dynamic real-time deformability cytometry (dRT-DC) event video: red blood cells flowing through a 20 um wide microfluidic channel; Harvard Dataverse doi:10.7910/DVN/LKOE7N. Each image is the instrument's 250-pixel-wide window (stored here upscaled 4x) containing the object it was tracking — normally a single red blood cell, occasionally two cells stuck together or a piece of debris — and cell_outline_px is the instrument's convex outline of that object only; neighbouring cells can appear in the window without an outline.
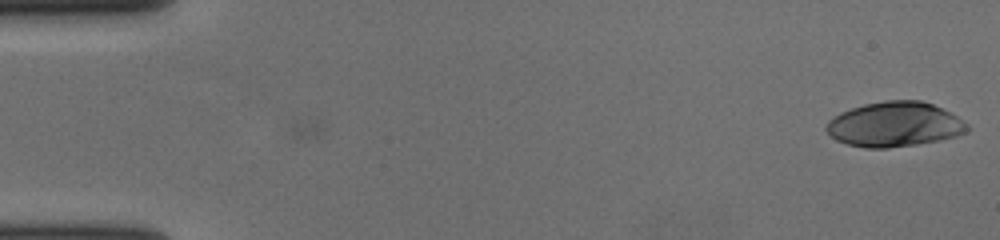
{"species": "human", "species_latin": "Homo sapiens", "temperature_condition": "cold", "stored_images_in_passage": 57, "camera_frame_rate_fps": 3000, "um_per_image_px": 0.085, "donor": {"sex": "female"}, "frame": {"image": 1, "passage_image": 1, "time_ms": 0.0, "image_size_px": [1000, 240], "cell_outline_px": [[968, 128], [964, 132], [956, 136], [940, 140], [916, 144], [888, 148], [864, 148], [848, 144], [836, 140], [824, 128], [828, 120], [840, 112], [864, 104], [884, 100], [920, 100], [932, 104], [956, 116], [968, 124]], "centroid_in_image_um": [76.0, 10.57], "position_along_channel_um": 9.0, "area_um2": 36.65}}
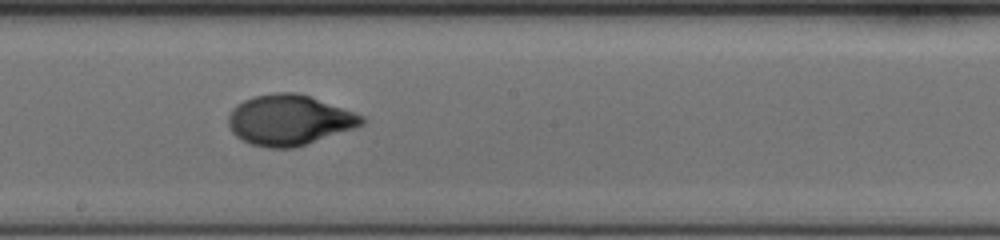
{"frame": {"image": 2, "passage_image": 32, "time_ms": 10.333, "image_size_px": [1000, 240], "cell_outline_px": [[368, 120], [364, 124], [292, 148], [268, 148], [252, 144], [236, 136], [232, 132], [228, 124], [228, 116], [232, 108], [236, 104], [252, 96], [276, 92], [296, 92], [344, 108], [364, 116]], "centroid_in_image_um": [24.55, 10.18], "position_along_channel_um": 223.6, "area_um2": 38.84}}
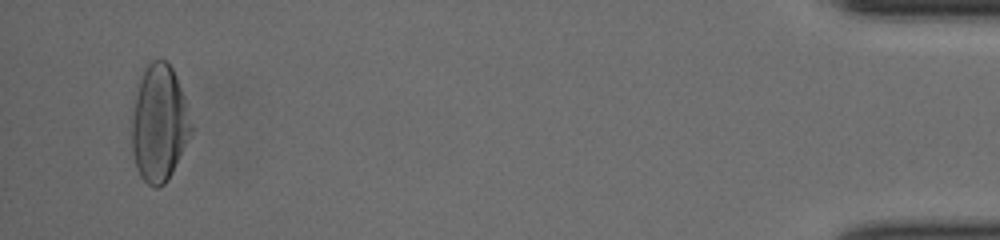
{"frame": {"image": 3, "passage_image": 55, "time_ms": 18.0, "image_size_px": [1000, 240], "cell_outline_px": [[192, 128], [172, 172], [164, 184], [156, 188], [152, 188], [140, 176], [136, 168], [132, 152], [132, 120], [136, 96], [140, 80], [144, 68], [152, 60], [164, 60], [172, 68], [176, 76], [184, 100]], "centroid_in_image_um": [13.49, 10.51], "position_along_channel_um": 421.7, "area_um2": 39.36}, "authors_computed_cell_mechanics": {"area_um2": 37.7434, "velocity_mm_per_s": 3.6344, "shape_relaxation_time_tau1_ms": 3.7269, "shape_relaxation_time_tau2_ms": 1.254, "deformation_change_tau1": 0.2211, "deformation_change_tau2": 0.0419}}